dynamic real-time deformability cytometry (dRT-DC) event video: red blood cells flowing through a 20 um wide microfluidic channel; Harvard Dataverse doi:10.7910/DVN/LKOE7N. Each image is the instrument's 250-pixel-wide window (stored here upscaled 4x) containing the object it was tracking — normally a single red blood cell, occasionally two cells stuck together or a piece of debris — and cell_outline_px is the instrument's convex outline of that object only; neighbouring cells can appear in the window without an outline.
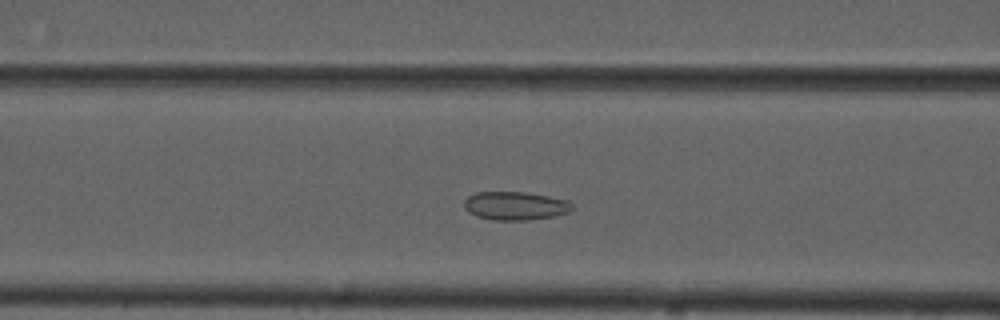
{"species": "common noctule bat (a hibernating species)", "species_latin": "Nyctalus noctula", "temperature_condition": "cold", "stored_images_in_passage": 46, "camera_frame_rate_fps": 3000, "um_per_image_px": 0.085, "animal": {"sex": "male", "forearm_length_mm": 52.5}, "frame": {"image": 1, "passage_image": 12, "time_ms": 3.667, "image_size_px": [1000, 320], "cell_outline_px": [[572, 208], [568, 212], [556, 216], [528, 220], [492, 220], [476, 216], [468, 212], [464, 208], [464, 200], [468, 196], [476, 192], [524, 192], [548, 196], [568, 200], [572, 204]], "centroid_in_image_um": [43.77, 17.5], "position_along_channel_um": 122.8, "area_um2": 17.98}}
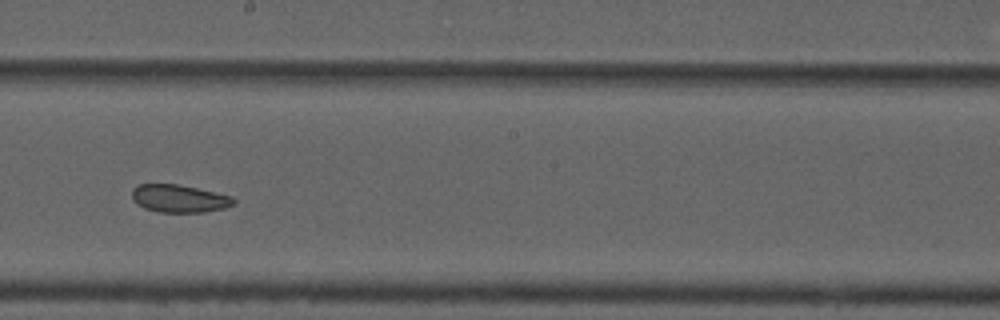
{"frame": {"image": 2, "passage_image": 21, "time_ms": 6.667, "image_size_px": [1000, 320], "cell_outline_px": [[236, 204], [224, 208], [204, 212], [160, 212], [144, 208], [136, 204], [132, 200], [132, 188], [140, 184], [180, 184], [232, 196], [236, 200]], "centroid_in_image_um": [15.23, 16.87], "position_along_channel_um": 233.0, "area_um2": 16.59}}
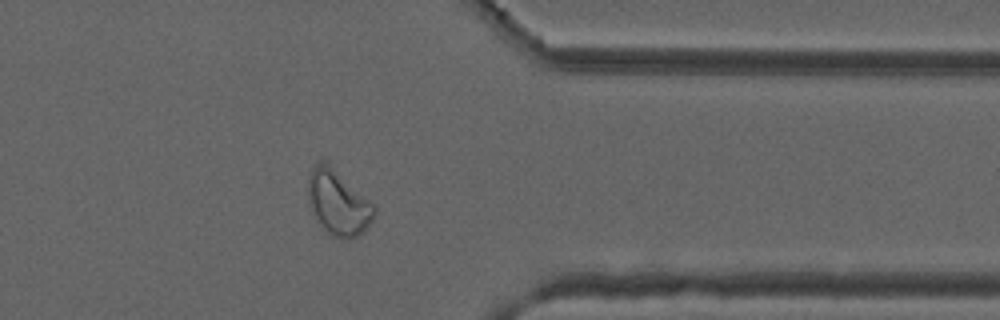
{"frame": {"image": 3, "passage_image": 34, "time_ms": 11.0, "image_size_px": [1000, 320], "cell_outline_px": [[376, 212], [368, 228], [364, 232], [356, 236], [344, 240], [332, 236], [320, 228], [308, 204], [308, 176], [316, 160], [328, 160], [376, 208]], "centroid_in_image_um": [28.7, 17.21], "position_along_channel_um": 382.7, "area_um2": 25.61}, "authors_computed_cell_mechanics": {"area_um2": 18.9873, "velocity_mm_per_s": 3.6776, "shape_relaxation_time_tau1_ms": null, "shape_relaxation_time_tau2_ms": 2.2893, "deformation_change_tau1": null, "deformation_change_tau2": 0.0671}}